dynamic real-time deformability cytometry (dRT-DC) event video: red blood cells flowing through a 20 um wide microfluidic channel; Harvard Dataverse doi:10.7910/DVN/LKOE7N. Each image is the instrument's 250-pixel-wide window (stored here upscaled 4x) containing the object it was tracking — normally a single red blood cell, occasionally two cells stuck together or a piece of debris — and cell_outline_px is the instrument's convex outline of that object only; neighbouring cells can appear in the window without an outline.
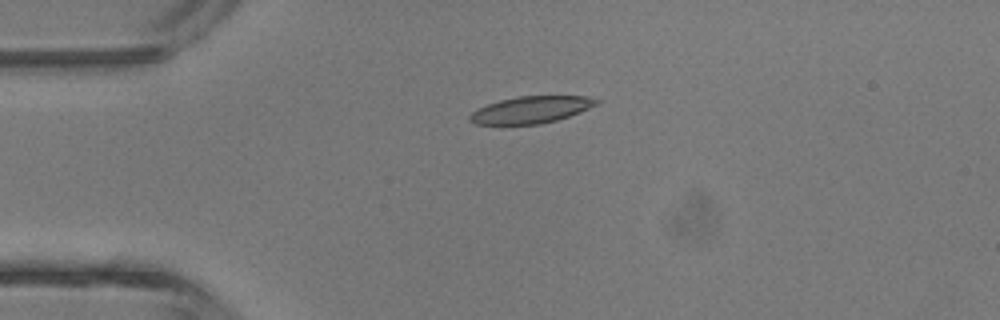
{"species": "common noctule bat (a hibernating species)", "species_latin": "Nyctalus noctula", "temperature_condition": "room temperature", "stored_images_in_passage": 5, "camera_frame_rate_fps": 3000, "um_per_image_px": 0.085, "animal": {"sex": "male", "body_mass_g": 13.3}, "frame": {"image": 1, "passage_image": 3, "time_ms": 2.333, "image_size_px": [1000, 320], "cell_outline_px": [[600, 100], [596, 104], [580, 112], [556, 120], [540, 124], [476, 124], [468, 120], [468, 116], [472, 112], [488, 104], [500, 100], [520, 96], [588, 96]], "centroid_in_image_um": [45.13, 9.33], "position_along_channel_um": 39.9, "area_um2": 19.59}}
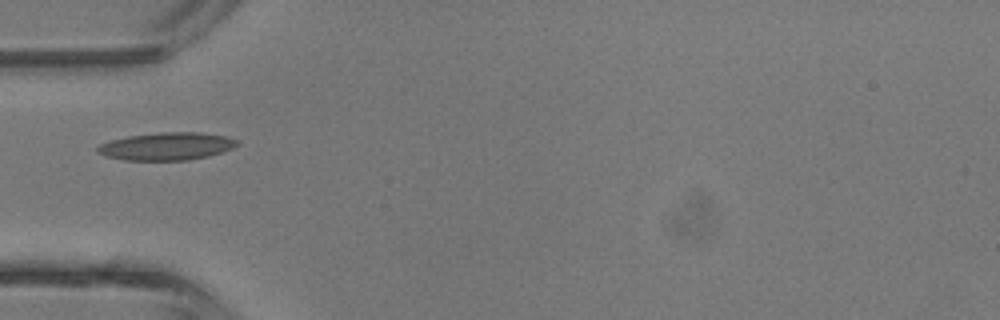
{"frame": {"image": 2, "passage_image": 4, "time_ms": 3.667, "image_size_px": [1000, 320], "cell_outline_px": [[236, 144], [232, 148], [208, 156], [188, 160], [124, 160], [108, 156], [96, 152], [96, 148], [100, 144], [112, 140], [128, 136], [160, 132], [200, 132], [228, 136], [236, 140]], "centroid_in_image_um": [14.15, 12.43], "position_along_channel_um": 70.8, "area_um2": 22.31}}
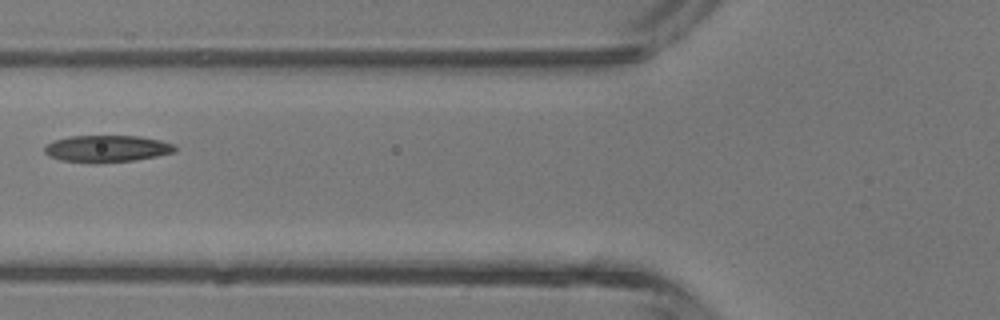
{"frame": {"image": 3, "passage_image": 5, "time_ms": 4.667, "image_size_px": [1000, 320], "cell_outline_px": [[176, 152], [156, 156], [132, 160], [96, 164], [60, 160], [48, 156], [44, 152], [44, 144], [52, 140], [68, 136], [140, 136], [160, 140], [176, 144]], "centroid_in_image_um": [9.04, 12.64], "position_along_channel_um": 116.8, "area_um2": 20.81}}